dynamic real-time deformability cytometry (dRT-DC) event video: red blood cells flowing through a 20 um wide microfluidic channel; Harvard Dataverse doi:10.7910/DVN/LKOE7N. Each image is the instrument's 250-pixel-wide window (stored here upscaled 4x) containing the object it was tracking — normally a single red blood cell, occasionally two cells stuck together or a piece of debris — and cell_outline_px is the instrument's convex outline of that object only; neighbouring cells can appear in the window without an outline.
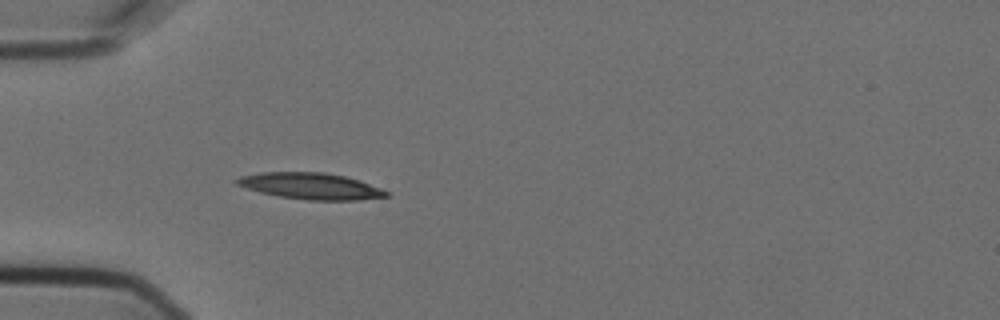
{"species": "Egyptian fruit bat (a non-hibernating species)", "species_latin": "Rousettus aegyptiacus", "temperature_condition": "cold", "stored_images_in_passage": 4, "camera_frame_rate_fps": 3000, "um_per_image_px": 0.085, "animal": {"sex": "female"}, "frame": {"image": 1, "passage_image": 4, "time_ms": 1.0, "image_size_px": [1000, 320], "cell_outline_px": [[388, 196], [360, 200], [308, 200], [280, 196], [260, 192], [236, 184], [236, 180], [240, 176], [260, 172], [324, 172], [344, 176], [360, 180], [380, 188], [388, 192]], "centroid_in_image_um": [26.42, 15.81], "position_along_channel_um": 58.6, "area_um2": 22.77}}